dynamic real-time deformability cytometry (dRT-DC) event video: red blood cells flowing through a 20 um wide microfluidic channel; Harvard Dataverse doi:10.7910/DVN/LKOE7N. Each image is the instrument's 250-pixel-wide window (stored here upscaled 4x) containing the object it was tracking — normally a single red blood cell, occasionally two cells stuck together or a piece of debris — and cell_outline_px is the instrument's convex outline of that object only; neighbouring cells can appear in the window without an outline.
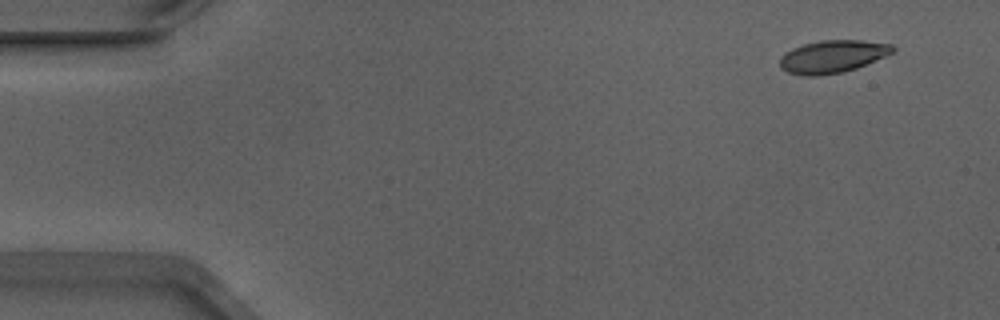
{"species": "Egyptian fruit bat (a non-hibernating species)", "species_latin": "Rousettus aegyptiacus", "temperature_condition": "warm", "stored_images_in_passage": 50, "camera_frame_rate_fps": 3000, "um_per_image_px": 0.085, "animal": {"sex": "male"}, "frame": {"image": 1, "passage_image": 1, "time_ms": 0.0, "image_size_px": [1000, 320], "cell_outline_px": [[896, 48], [892, 52], [884, 56], [856, 68], [844, 72], [820, 76], [800, 76], [788, 72], [780, 68], [780, 56], [792, 48], [804, 44], [820, 40], [860, 40], [892, 44]], "centroid_in_image_um": [70.72, 4.81], "position_along_channel_um": 14.3, "area_um2": 21.5}}
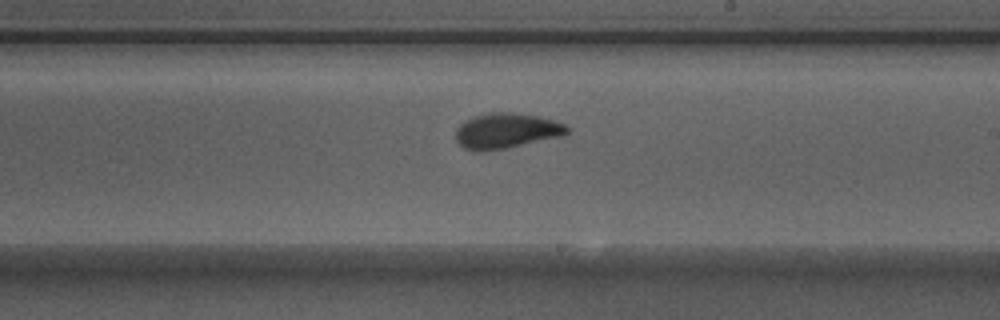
{"frame": {"image": 2, "passage_image": 28, "time_ms": 9.0, "image_size_px": [1000, 320], "cell_outline_px": [[568, 132], [564, 136], [504, 148], [476, 152], [472, 152], [464, 148], [456, 140], [456, 128], [464, 120], [472, 116], [492, 112], [508, 112], [536, 116], [556, 120], [564, 124], [568, 128]], "centroid_in_image_um": [43.01, 11.12], "position_along_channel_um": 246.0, "area_um2": 22.95}}
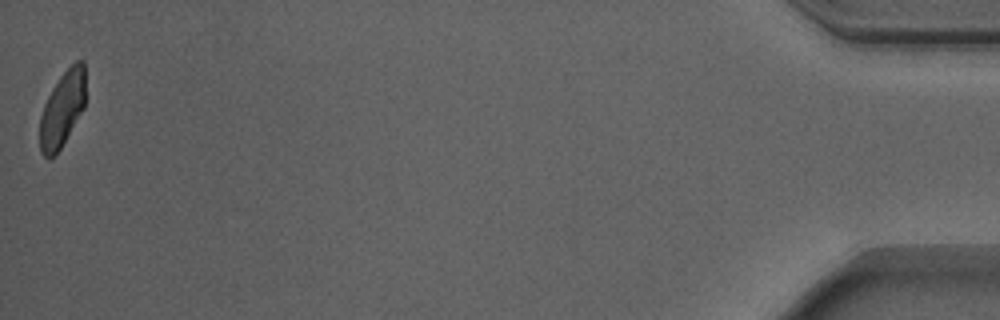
{"frame": {"image": 3, "passage_image": 50, "time_ms": 16.333, "image_size_px": [1000, 320], "cell_outline_px": [[84, 108], [60, 148], [52, 156], [44, 156], [40, 152], [40, 116], [44, 104], [52, 88], [60, 76], [76, 60], [84, 60]], "centroid_in_image_um": [5.29, 9.24], "position_along_channel_um": 429.9, "area_um2": 19.65}, "authors_computed_cell_mechanics": {"area_um2": 21.9062, "velocity_mm_per_s": 3.8746, "shape_relaxation_time_tau1_ms": 2.9975, "shape_relaxation_time_tau2_ms": 1.3604, "deformation_change_tau1": 0.1338, "deformation_change_tau2": 0.0669}}